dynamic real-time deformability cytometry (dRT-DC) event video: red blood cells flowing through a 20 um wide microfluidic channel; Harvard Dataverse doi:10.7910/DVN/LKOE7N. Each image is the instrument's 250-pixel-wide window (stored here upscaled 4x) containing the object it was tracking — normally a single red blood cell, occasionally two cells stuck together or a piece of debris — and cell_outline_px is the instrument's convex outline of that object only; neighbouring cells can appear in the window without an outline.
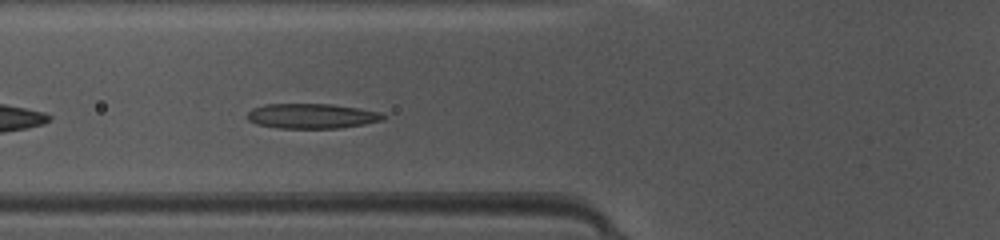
{"species": "common noctule bat (a hibernating species)", "species_latin": "Nyctalus noctula", "temperature_condition": "warm", "stored_images_in_passage": 35, "camera_frame_rate_fps": 3000, "um_per_image_px": 0.085, "animal": {"sex": "female", "body_mass_g": 10.0, "forearm_length_mm": 53.1}, "frame": {"image": 1, "passage_image": 6, "time_ms": 1.667, "image_size_px": [1000, 240], "cell_outline_px": [[388, 116], [384, 120], [364, 124], [340, 128], [276, 128], [256, 124], [248, 120], [248, 112], [252, 108], [264, 104], [332, 104], [360, 108], [380, 112]], "centroid_in_image_um": [26.53, 9.86], "position_along_channel_um": 99.3, "area_um2": 19.94}}
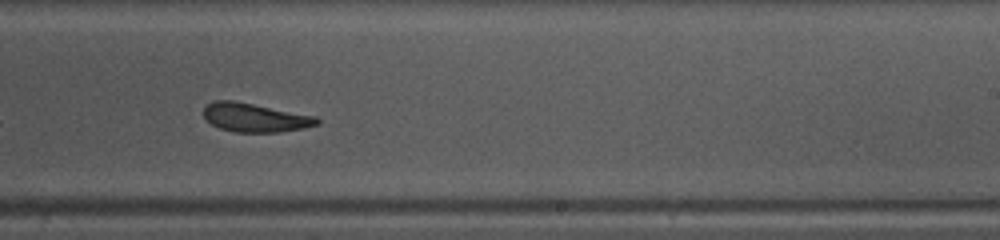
{"frame": {"image": 2, "passage_image": 18, "time_ms": 5.667, "image_size_px": [1000, 240], "cell_outline_px": [[320, 124], [304, 128], [280, 132], [232, 132], [220, 128], [212, 124], [204, 116], [204, 108], [212, 100], [232, 100], [316, 116], [320, 120]], "centroid_in_image_um": [21.69, 10.0], "position_along_channel_um": 267.3, "area_um2": 18.96}}
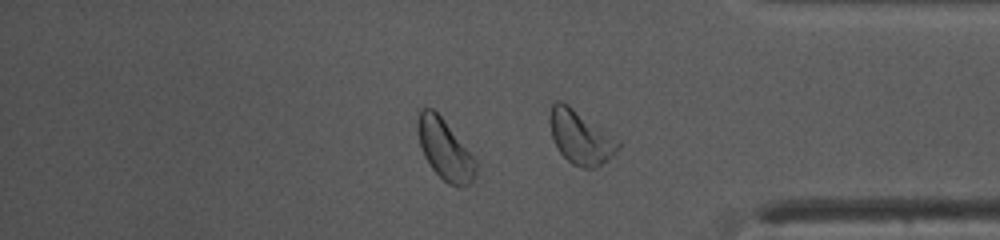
{"frame": {"image": 3, "passage_image": 27, "time_ms": 8.667, "image_size_px": [1000, 240], "cell_outline_px": [[476, 172], [472, 180], [468, 184], [460, 188], [448, 184], [432, 168], [424, 156], [420, 144], [416, 124], [416, 120], [420, 108], [432, 108], [444, 120], [476, 160]], "centroid_in_image_um": [37.79, 12.7], "position_along_channel_um": 397.4, "area_um2": 20.23}, "authors_computed_cell_mechanics": {"area_um2": 19.941, "velocity_mm_per_s": 4.1898, "shape_relaxation_time_tau1_ms": 3.276, "shape_relaxation_time_tau2_ms": 2.6982, "deformation_change_tau1": 0.1268, "deformation_change_tau2": 0.086}}